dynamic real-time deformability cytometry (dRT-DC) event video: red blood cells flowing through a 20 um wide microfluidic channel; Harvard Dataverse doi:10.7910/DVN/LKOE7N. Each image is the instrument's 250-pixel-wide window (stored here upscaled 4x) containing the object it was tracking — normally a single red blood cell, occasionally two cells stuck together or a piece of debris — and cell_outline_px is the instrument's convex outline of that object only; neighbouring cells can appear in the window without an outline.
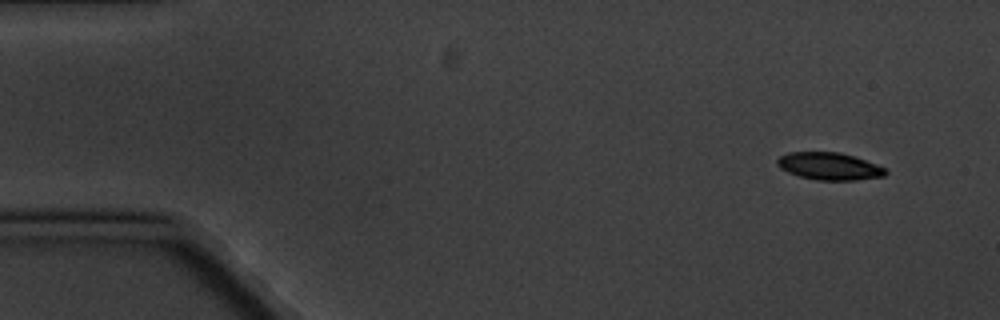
{"species": "common noctule bat (a hibernating species)", "species_latin": "Nyctalus noctula", "temperature_condition": "cold", "stored_images_in_passage": 5, "camera_frame_rate_fps": 3000, "um_per_image_px": 0.085, "animal": {"sex": "male", "body_mass_g": 20.1, "forearm_length_mm": 53.5}, "frame": {"image": 1, "passage_image": 1, "time_ms": 0.0, "image_size_px": [1000, 320], "cell_outline_px": [[888, 172], [884, 176], [856, 180], [816, 180], [800, 176], [788, 172], [780, 168], [776, 164], [776, 160], [780, 156], [788, 152], [840, 152], [876, 164], [884, 168]], "centroid_in_image_um": [70.46, 14.13], "position_along_channel_um": 14.5, "area_um2": 17.17}}
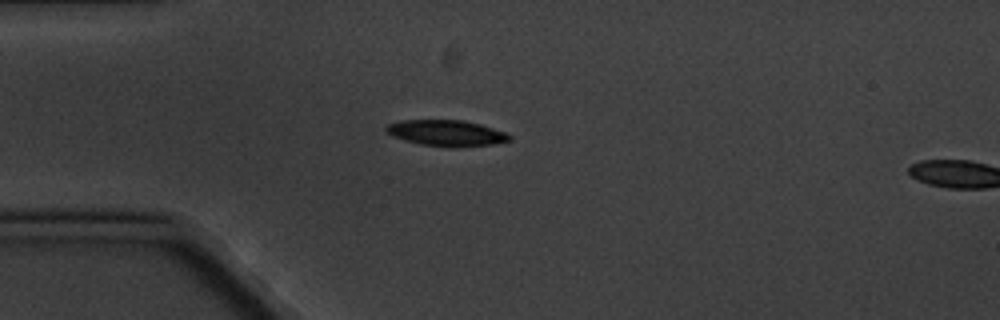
{"frame": {"image": 2, "passage_image": 4, "time_ms": 3.667, "image_size_px": [1000, 320], "cell_outline_px": [[512, 140], [492, 144], [456, 148], [420, 144], [404, 140], [392, 136], [384, 128], [388, 124], [400, 120], [464, 120], [480, 124], [504, 132], [512, 136]], "centroid_in_image_um": [37.95, 11.31], "position_along_channel_um": 47.1, "area_um2": 18.73}}